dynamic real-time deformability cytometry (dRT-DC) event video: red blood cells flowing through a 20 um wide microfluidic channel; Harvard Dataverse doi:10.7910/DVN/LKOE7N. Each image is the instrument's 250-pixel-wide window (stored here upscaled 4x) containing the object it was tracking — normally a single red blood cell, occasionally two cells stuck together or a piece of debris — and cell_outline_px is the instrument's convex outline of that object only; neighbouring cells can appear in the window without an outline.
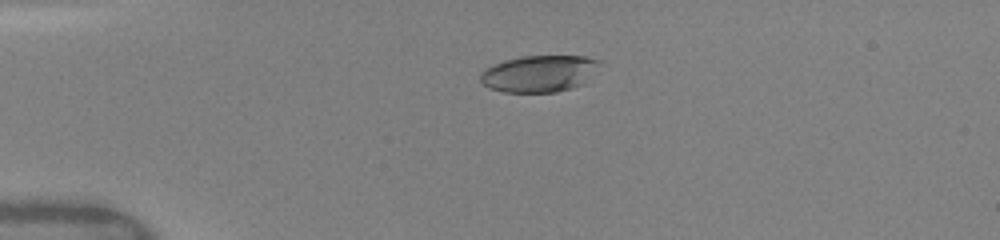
{"species": "human", "species_latin": "Homo sapiens", "temperature_condition": "warm", "stored_images_in_passage": 9, "camera_frame_rate_fps": 3000, "um_per_image_px": 0.085, "donor": {"sex": "female"}, "frame": {"image": 1, "passage_image": 6, "time_ms": 4.0, "image_size_px": [1000, 240], "cell_outline_px": [[600, 60], [584, 84], [572, 88], [556, 92], [504, 92], [488, 88], [480, 80], [480, 72], [484, 68], [504, 60], [524, 56], [584, 56]], "centroid_in_image_um": [45.77, 6.26], "position_along_channel_um": 39.2, "area_um2": 25.37}}
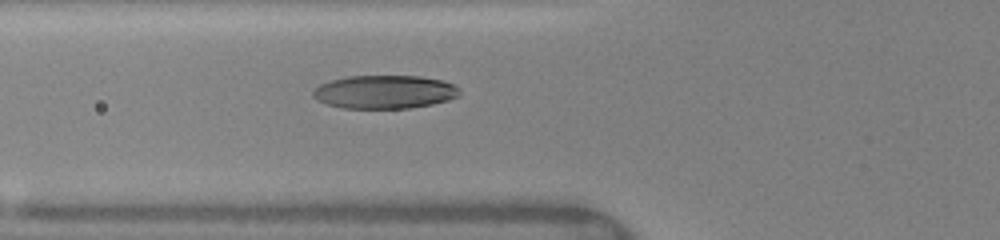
{"frame": {"image": 2, "passage_image": 9, "time_ms": 6.333, "image_size_px": [1000, 240], "cell_outline_px": [[460, 92], [456, 96], [448, 100], [432, 104], [408, 108], [344, 108], [328, 104], [316, 100], [312, 96], [312, 92], [320, 84], [332, 80], [348, 76], [420, 76], [444, 80], [452, 84]], "centroid_in_image_um": [32.67, 7.81], "position_along_channel_um": 93.1, "area_um2": 28.32}}